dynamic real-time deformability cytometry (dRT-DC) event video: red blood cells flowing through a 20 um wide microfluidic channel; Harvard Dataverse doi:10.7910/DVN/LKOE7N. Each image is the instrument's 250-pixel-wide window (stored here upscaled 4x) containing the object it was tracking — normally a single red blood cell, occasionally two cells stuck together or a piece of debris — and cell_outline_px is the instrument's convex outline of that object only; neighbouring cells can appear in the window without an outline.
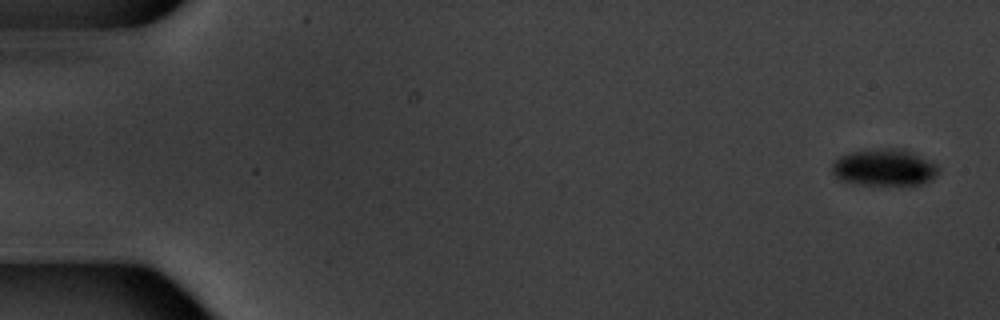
{"species": "common noctule bat (a hibernating species)", "species_latin": "Nyctalus noctula", "temperature_condition": "warm", "stored_images_in_passage": 6, "camera_frame_rate_fps": 3000, "um_per_image_px": 0.085, "animal": {"sex": "male", "body_mass_g": 20.1, "forearm_length_mm": 53.5}, "frame": {"image": 1, "passage_image": 1, "time_ms": 0.0, "image_size_px": [1000, 320], "cell_outline_px": [[940, 172], [932, 180], [912, 188], [864, 184], [844, 180], [836, 176], [832, 172], [832, 160], [840, 156], [852, 152], [884, 148], [904, 148], [936, 164], [940, 168]], "centroid_in_image_um": [75.25, 14.27], "position_along_channel_um": 9.7, "area_um2": 23.47}}